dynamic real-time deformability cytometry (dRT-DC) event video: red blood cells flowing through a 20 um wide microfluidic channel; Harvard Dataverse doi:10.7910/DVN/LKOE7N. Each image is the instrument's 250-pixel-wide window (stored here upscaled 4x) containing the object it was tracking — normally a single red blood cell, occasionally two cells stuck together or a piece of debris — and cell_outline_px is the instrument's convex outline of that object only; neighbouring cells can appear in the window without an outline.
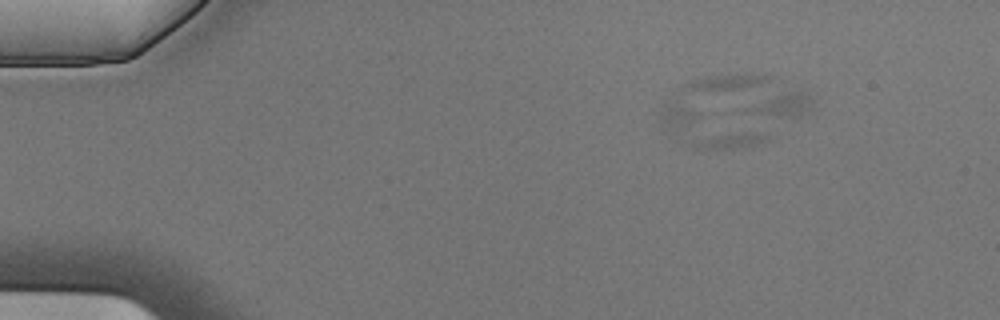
{"species": "Egyptian fruit bat (a non-hibernating species)", "species_latin": "Rousettus aegyptiacus", "temperature_condition": "cold", "stored_images_in_passage": 6, "camera_frame_rate_fps": 3000, "um_per_image_px": 0.085, "animal": {"sex": "male"}, "frame": {"image": 1, "passage_image": 3, "time_ms": 0.667, "image_size_px": [1000, 320], "cell_outline_px": [[768, 140], [756, 144], [736, 148], [688, 148], [676, 140], [660, 124], [660, 108], [668, 100], [672, 100], [768, 136]], "centroid_in_image_um": [59.91, 10.94], "position_along_channel_um": 25.1, "area_um2": 21.73}}